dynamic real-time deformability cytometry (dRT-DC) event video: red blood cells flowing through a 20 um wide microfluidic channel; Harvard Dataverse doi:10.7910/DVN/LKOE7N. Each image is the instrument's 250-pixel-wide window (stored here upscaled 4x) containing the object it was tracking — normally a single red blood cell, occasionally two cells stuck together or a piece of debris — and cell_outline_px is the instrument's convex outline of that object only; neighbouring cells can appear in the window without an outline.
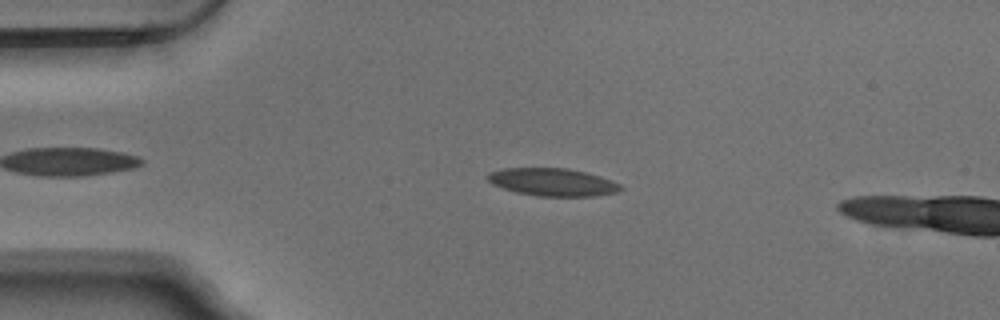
{"species": "Egyptian fruit bat (a non-hibernating species)", "species_latin": "Rousettus aegyptiacus", "temperature_condition": "warm", "stored_images_in_passage": 7, "camera_frame_rate_fps": 3000, "um_per_image_px": 0.085, "animal": {"sex": "male"}, "frame": {"image": 1, "passage_image": 4, "time_ms": 1.0, "image_size_px": [1000, 320], "cell_outline_px": [[624, 188], [616, 192], [596, 196], [540, 196], [516, 192], [492, 184], [484, 176], [492, 172], [504, 168], [568, 168], [584, 172], [620, 184]], "centroid_in_image_um": [46.94, 15.48], "position_along_channel_um": 38.1, "area_um2": 21.15}}